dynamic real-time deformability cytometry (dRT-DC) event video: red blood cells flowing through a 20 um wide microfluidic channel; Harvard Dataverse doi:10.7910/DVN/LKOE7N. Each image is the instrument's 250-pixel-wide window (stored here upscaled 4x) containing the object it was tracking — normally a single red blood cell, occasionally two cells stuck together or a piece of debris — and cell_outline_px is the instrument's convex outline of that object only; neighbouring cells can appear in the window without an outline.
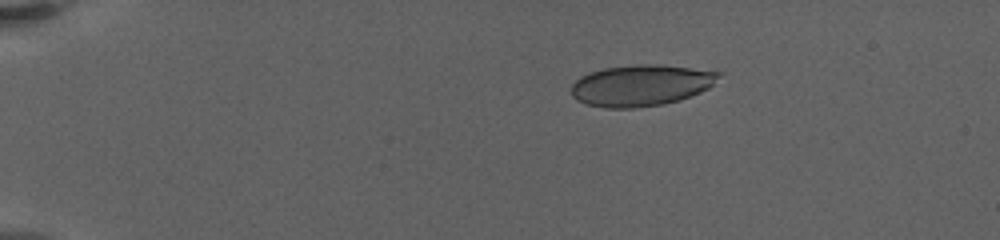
{"species": "human", "species_latin": "Homo sapiens", "temperature_condition": "warm", "stored_images_in_passage": 26, "camera_frame_rate_fps": 3000, "um_per_image_px": 0.085, "donor": {"sex": "female"}, "frame": {"image": 1, "passage_image": 1, "time_ms": 0.0, "image_size_px": [1000, 240], "cell_outline_px": [[724, 72], [708, 88], [700, 92], [680, 100], [664, 104], [632, 108], [604, 108], [588, 104], [576, 100], [572, 96], [572, 84], [580, 76], [604, 68], [636, 64], [656, 64]], "centroid_in_image_um": [54.48, 7.26], "position_along_channel_um": 30.5, "area_um2": 35.37}}
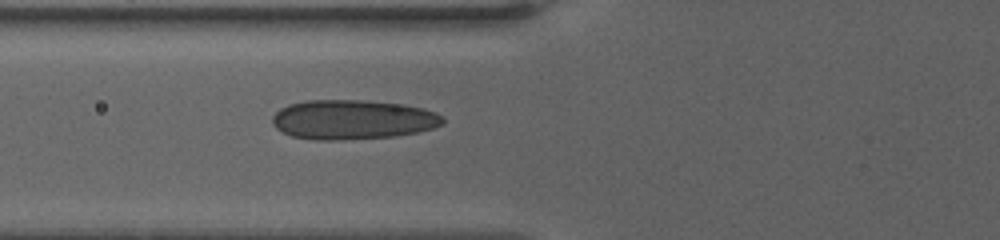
{"frame": {"image": 2, "passage_image": 16, "time_ms": 4.667, "image_size_px": [1000, 240], "cell_outline_px": [[444, 124], [432, 128], [416, 132], [396, 136], [340, 140], [316, 140], [292, 136], [276, 128], [272, 124], [272, 116], [280, 108], [288, 104], [308, 100], [360, 100], [404, 104], [424, 108], [436, 112], [444, 116]], "centroid_in_image_um": [29.99, 10.16], "position_along_channel_um": 95.8, "area_um2": 39.48}}
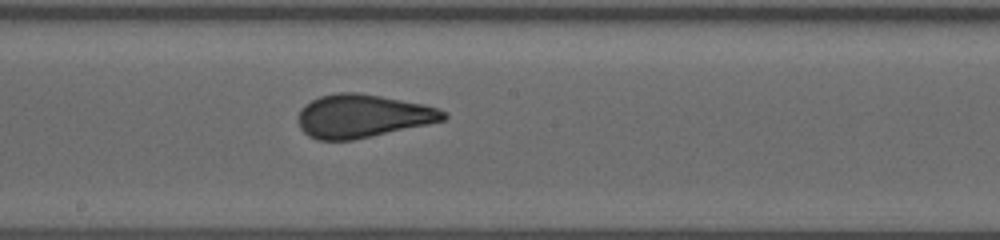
{"frame": {"image": 3, "passage_image": 26, "time_ms": 8.333, "image_size_px": [1000, 240], "cell_outline_px": [[448, 116], [444, 120], [428, 124], [352, 140], [316, 140], [308, 136], [300, 128], [296, 120], [300, 108], [304, 104], [320, 96], [336, 92], [356, 92], [380, 96], [424, 104], [448, 112]], "centroid_in_image_um": [30.77, 9.86], "position_along_channel_um": 217.4, "area_um2": 36.7}}